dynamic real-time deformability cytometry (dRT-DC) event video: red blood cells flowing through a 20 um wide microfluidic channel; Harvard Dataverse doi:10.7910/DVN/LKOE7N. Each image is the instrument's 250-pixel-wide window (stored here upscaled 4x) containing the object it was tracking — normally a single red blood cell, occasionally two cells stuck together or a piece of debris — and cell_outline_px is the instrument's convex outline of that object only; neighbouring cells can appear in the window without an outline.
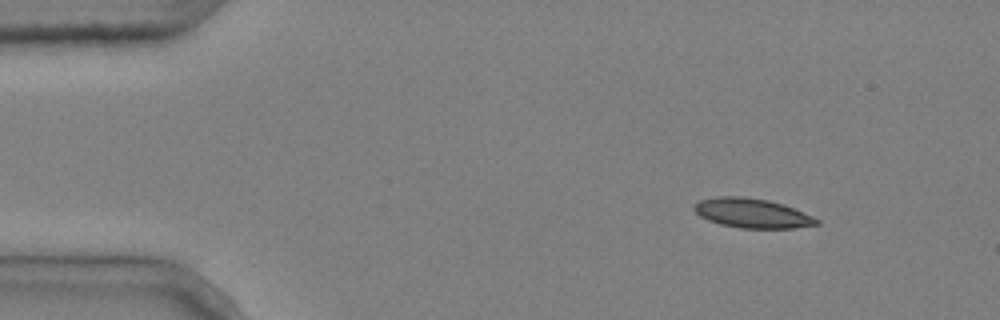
{"species": "common noctule bat (a hibernating species)", "species_latin": "Nyctalus noctula", "temperature_condition": "cold", "stored_images_in_passage": 3, "camera_frame_rate_fps": 3000, "um_per_image_px": 0.085, "animal": {"sex": "male", "body_mass_g": 20.4}, "frame": {"image": 1, "passage_image": 1, "time_ms": 0.0, "image_size_px": [1000, 320], "cell_outline_px": [[820, 224], [796, 228], [740, 228], [720, 224], [708, 220], [700, 216], [692, 208], [692, 204], [700, 200], [716, 196], [744, 196], [768, 200], [784, 204], [812, 216], [820, 220]], "centroid_in_image_um": [63.91, 18.11], "position_along_channel_um": 21.1, "area_um2": 21.21}}